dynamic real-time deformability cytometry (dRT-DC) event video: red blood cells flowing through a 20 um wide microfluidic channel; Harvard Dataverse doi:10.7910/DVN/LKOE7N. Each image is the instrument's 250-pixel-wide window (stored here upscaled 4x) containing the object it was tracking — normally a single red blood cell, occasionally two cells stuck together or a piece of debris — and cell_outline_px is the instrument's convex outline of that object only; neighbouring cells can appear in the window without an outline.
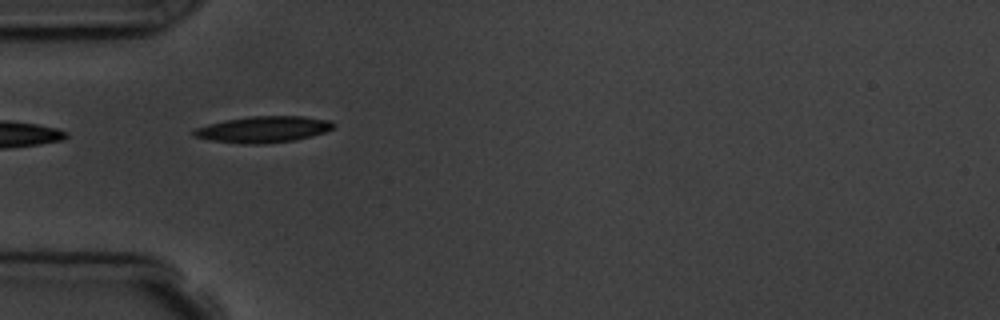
{"species": "common noctule bat (a hibernating species)", "species_latin": "Nyctalus noctula", "temperature_condition": "room temperature", "stored_images_in_passage": 4, "camera_frame_rate_fps": 3000, "um_per_image_px": 0.085, "animal": {"sex": "male", "body_mass_g": 19.5, "forearm_length_mm": 54.6}, "frame": {"image": 1, "passage_image": 3, "time_ms": 2.667, "image_size_px": [1000, 320], "cell_outline_px": [[336, 124], [332, 128], [324, 132], [312, 136], [296, 140], [260, 144], [240, 144], [208, 140], [192, 136], [192, 132], [196, 128], [208, 124], [224, 120], [248, 116], [304, 116], [332, 120]], "centroid_in_image_um": [22.37, 11.0], "position_along_channel_um": 62.6, "area_um2": 21.68}}